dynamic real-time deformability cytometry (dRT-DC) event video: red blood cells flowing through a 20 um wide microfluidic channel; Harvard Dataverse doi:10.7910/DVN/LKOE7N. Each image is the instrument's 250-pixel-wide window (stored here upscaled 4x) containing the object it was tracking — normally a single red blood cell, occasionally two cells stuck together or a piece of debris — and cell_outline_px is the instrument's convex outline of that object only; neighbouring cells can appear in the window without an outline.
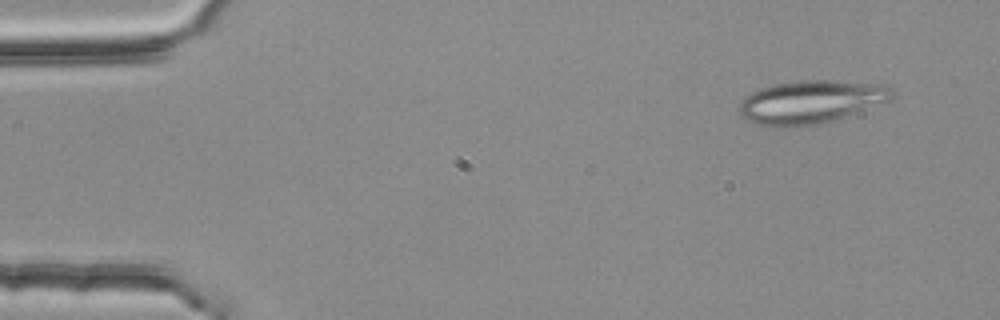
{"species": "common noctule bat (a hibernating species)", "species_latin": "Nyctalus noctula", "temperature_condition": "room temperature", "stored_images_in_passage": 3, "camera_frame_rate_fps": 3000, "um_per_image_px": 0.085, "animal": {"sex": "female", "body_mass_g": 25.1}, "frame": {"image": 1, "passage_image": 1, "time_ms": 0.0, "image_size_px": [1000, 320], "cell_outline_px": [[896, 92], [888, 100], [844, 116], [832, 120], [816, 124], [796, 128], [772, 128], [756, 124], [748, 120], [740, 112], [740, 104], [744, 96], [760, 88], [776, 84], [800, 80], [828, 80], [884, 84], [892, 88]], "centroid_in_image_um": [68.88, 8.67], "position_along_channel_um": 16.1, "area_um2": 38.32}}